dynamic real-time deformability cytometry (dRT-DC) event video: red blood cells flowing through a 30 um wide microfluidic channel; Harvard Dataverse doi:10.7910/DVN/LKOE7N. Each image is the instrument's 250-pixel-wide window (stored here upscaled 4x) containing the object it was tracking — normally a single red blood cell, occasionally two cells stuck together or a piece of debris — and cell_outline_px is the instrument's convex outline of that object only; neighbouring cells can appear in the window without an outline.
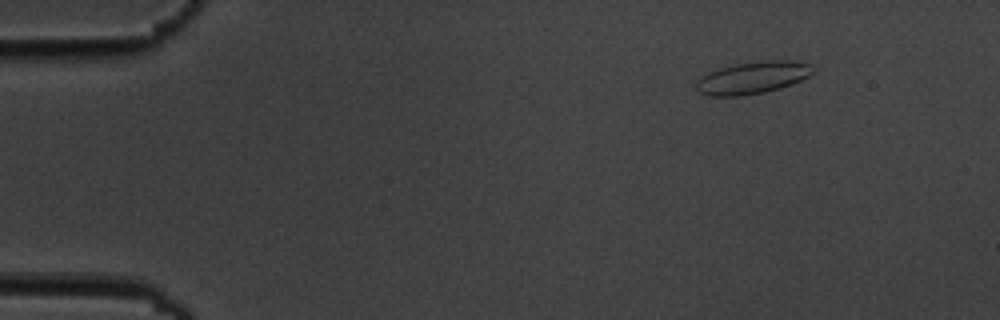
{"species": "common noctule bat (a hibernating species)", "species_latin": "Nyctalus noctula", "temperature_condition": "cold", "stored_images_in_passage": 6, "segment_of_instrument_passage": [2, 2], "camera_frame_rate_fps": 3000, "um_per_image_px": 0.085, "animal": {"sex": "male", "body_mass_g": 19.5, "forearm_length_mm": 54.6}, "frame": {"image": 1, "passage_image": 6, "time_ms": 6.0, "image_size_px": [1000, 320], "cell_outline_px": [[816, 72], [792, 84], [780, 88], [764, 92], [740, 96], [708, 96], [700, 92], [696, 88], [696, 80], [700, 76], [708, 72], [720, 68], [736, 64], [764, 60], [792, 60], [812, 64], [816, 68]], "centroid_in_image_um": [64.0, 6.59], "position_along_channel_um": 21.0, "area_um2": 22.14}}